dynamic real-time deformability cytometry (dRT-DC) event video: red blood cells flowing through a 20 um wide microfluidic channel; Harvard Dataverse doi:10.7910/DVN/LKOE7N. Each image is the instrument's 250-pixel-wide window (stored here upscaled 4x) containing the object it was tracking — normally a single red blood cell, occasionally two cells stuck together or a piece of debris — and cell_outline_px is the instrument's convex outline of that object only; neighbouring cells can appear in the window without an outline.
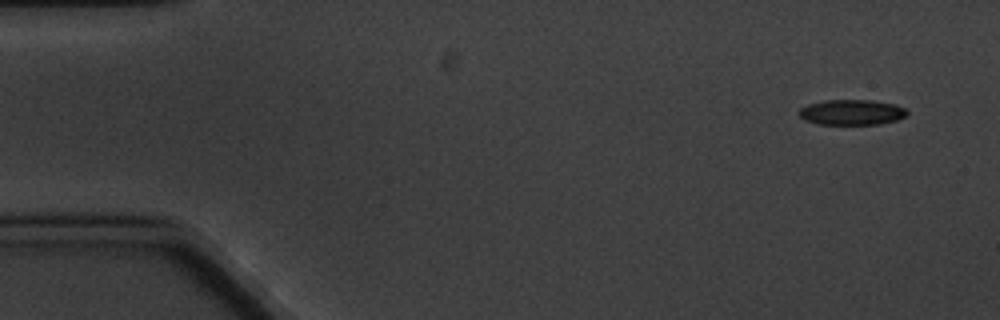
{"species": "common noctule bat (a hibernating species)", "species_latin": "Nyctalus noctula", "temperature_condition": "cold", "stored_images_in_passage": 6, "segment_of_instrument_passage": [1, 2], "camera_frame_rate_fps": 3000, "um_per_image_px": 0.085, "animal": {"sex": "male", "body_mass_g": 20.1, "forearm_length_mm": 53.5}, "frame": {"image": 1, "passage_image": 1, "time_ms": 0.0, "image_size_px": [1000, 320], "cell_outline_px": [[908, 112], [904, 116], [896, 120], [880, 124], [816, 124], [804, 120], [796, 112], [800, 108], [808, 104], [824, 100], [868, 100], [896, 104], [904, 108]], "centroid_in_image_um": [72.34, 9.54], "position_along_channel_um": 12.7, "area_um2": 16.01}}
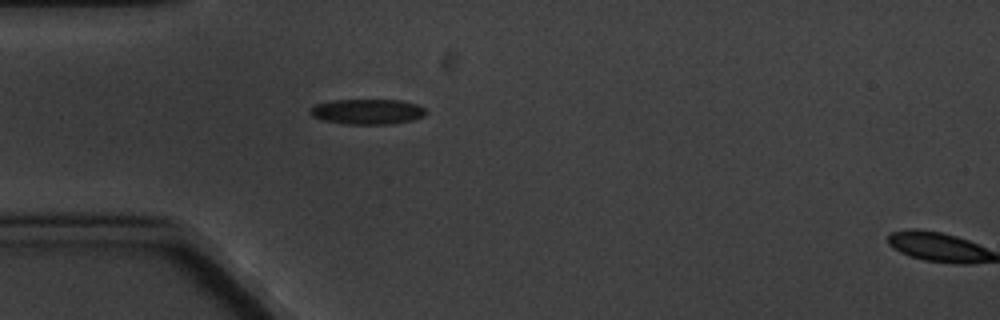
{"frame": {"image": 2, "passage_image": 5, "time_ms": 4.333, "image_size_px": [1000, 320], "cell_outline_px": [[428, 112], [424, 116], [412, 120], [392, 124], [348, 124], [320, 120], [312, 116], [308, 112], [308, 108], [316, 104], [332, 100], [400, 100], [416, 104], [424, 108]], "centroid_in_image_um": [31.19, 9.49], "position_along_channel_um": 53.8, "area_um2": 17.22}}